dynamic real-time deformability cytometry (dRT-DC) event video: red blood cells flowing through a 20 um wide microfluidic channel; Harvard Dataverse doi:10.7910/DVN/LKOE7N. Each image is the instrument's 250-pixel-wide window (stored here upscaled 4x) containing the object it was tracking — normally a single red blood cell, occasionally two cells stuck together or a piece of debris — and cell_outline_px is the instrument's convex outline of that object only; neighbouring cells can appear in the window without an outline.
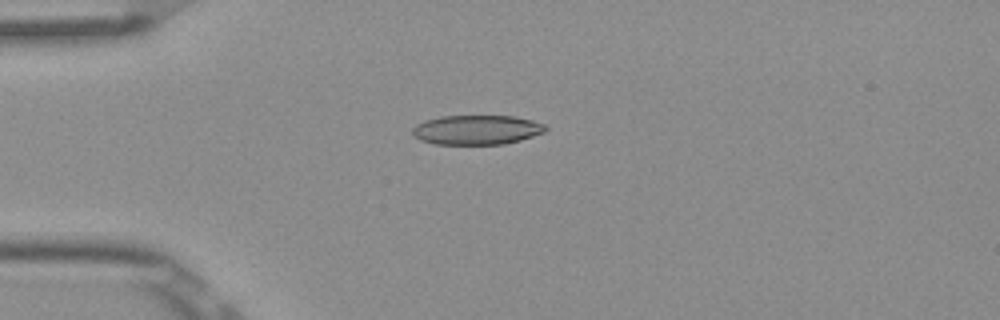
{"species": "Egyptian fruit bat (a non-hibernating species)", "species_latin": "Rousettus aegyptiacus", "temperature_condition": "room temperature", "stored_images_in_passage": 6, "camera_frame_rate_fps": 3000, "um_per_image_px": 0.085, "frame": {"image": 1, "passage_image": 4, "time_ms": 1.0, "image_size_px": [1000, 320], "cell_outline_px": [[548, 128], [544, 132], [520, 140], [504, 144], [436, 144], [420, 140], [412, 136], [412, 128], [416, 124], [424, 120], [440, 116], [512, 116], [532, 120], [544, 124]], "centroid_in_image_um": [40.48, 11.03], "position_along_channel_um": 44.5, "area_um2": 22.95}}
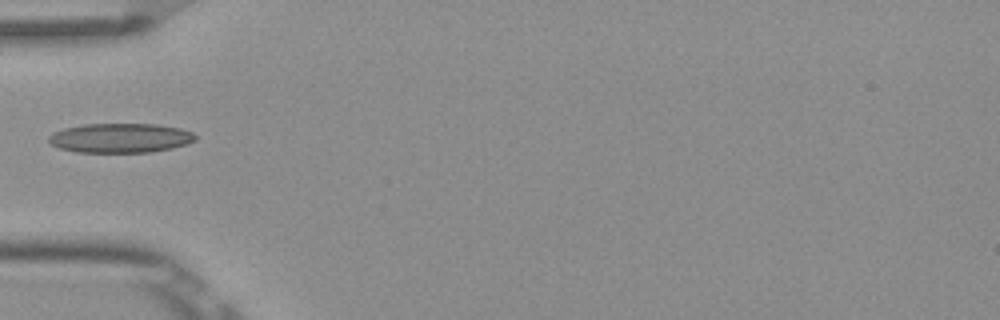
{"frame": {"image": 2, "passage_image": 5, "time_ms": 1.333, "image_size_px": [1000, 320], "cell_outline_px": [[196, 140], [188, 144], [172, 148], [152, 152], [76, 152], [60, 148], [52, 144], [48, 140], [48, 136], [52, 132], [64, 128], [84, 124], [156, 124], [180, 128], [192, 132], [196, 136]], "centroid_in_image_um": [10.24, 11.73], "position_along_channel_um": 74.8, "area_um2": 25.26}}
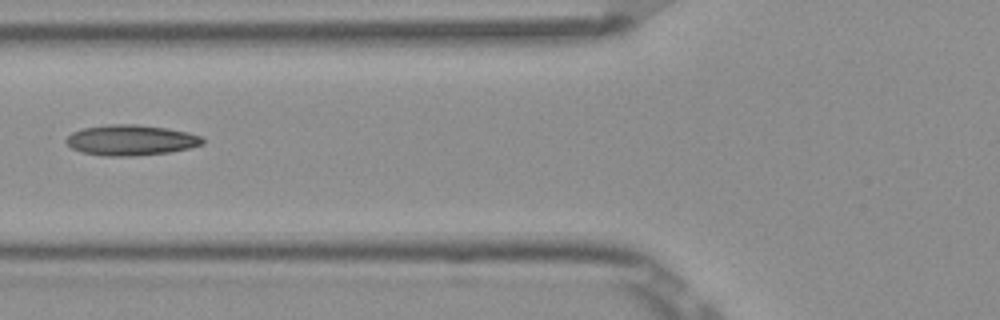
{"frame": {"image": 3, "passage_image": 6, "time_ms": 1.667, "image_size_px": [1000, 320], "cell_outline_px": [[204, 144], [188, 148], [168, 152], [136, 156], [104, 156], [80, 152], [72, 148], [64, 140], [72, 132], [84, 128], [108, 124], [140, 124], [168, 128], [188, 132], [200, 136], [204, 140]], "centroid_in_image_um": [11.12, 11.91], "position_along_channel_um": 114.7, "area_um2": 24.39}}